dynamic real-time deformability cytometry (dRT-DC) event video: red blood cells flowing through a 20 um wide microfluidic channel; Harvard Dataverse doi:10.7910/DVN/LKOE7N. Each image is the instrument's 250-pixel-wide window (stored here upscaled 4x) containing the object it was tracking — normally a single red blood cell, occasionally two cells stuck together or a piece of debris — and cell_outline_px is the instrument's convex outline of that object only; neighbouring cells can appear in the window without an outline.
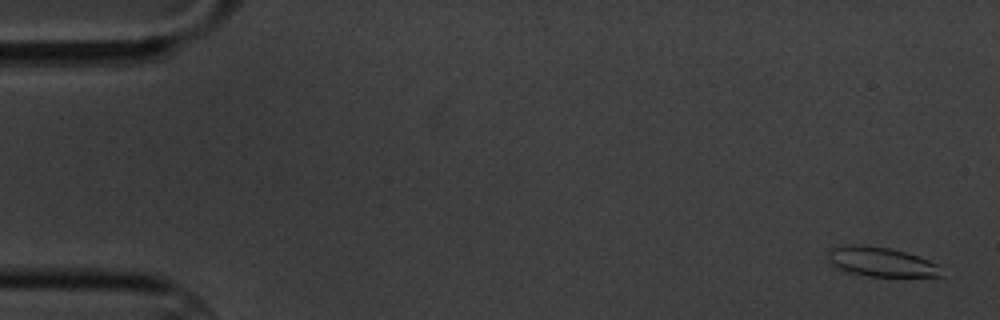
{"species": "common noctule bat (a hibernating species)", "species_latin": "Nyctalus noctula", "temperature_condition": "cold", "stored_images_in_passage": 6, "camera_frame_rate_fps": 3000, "um_per_image_px": 0.085, "animal": {"sex": "male", "body_mass_g": 20.1, "forearm_length_mm": 53.5}, "frame": {"image": 1, "passage_image": 1, "time_ms": 0.0, "image_size_px": [1000, 320], "cell_outline_px": [[944, 276], [868, 276], [848, 272], [836, 268], [828, 264], [828, 248], [852, 244], [868, 244], [888, 248], [904, 252], [928, 260], [936, 264]], "centroid_in_image_um": [74.79, 22.24], "position_along_channel_um": 10.2, "area_um2": 19.48}}
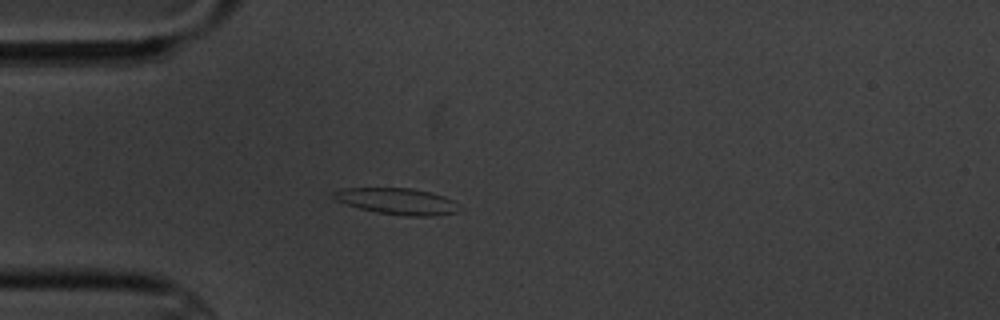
{"frame": {"image": 2, "passage_image": 5, "time_ms": 4.667, "image_size_px": [1000, 320], "cell_outline_px": [[464, 208], [456, 212], [432, 216], [404, 216], [376, 212], [360, 208], [336, 200], [332, 196], [332, 192], [340, 188], [412, 188], [444, 196], [452, 200]], "centroid_in_image_um": [33.78, 17.11], "position_along_channel_um": 51.2, "area_um2": 19.31}}